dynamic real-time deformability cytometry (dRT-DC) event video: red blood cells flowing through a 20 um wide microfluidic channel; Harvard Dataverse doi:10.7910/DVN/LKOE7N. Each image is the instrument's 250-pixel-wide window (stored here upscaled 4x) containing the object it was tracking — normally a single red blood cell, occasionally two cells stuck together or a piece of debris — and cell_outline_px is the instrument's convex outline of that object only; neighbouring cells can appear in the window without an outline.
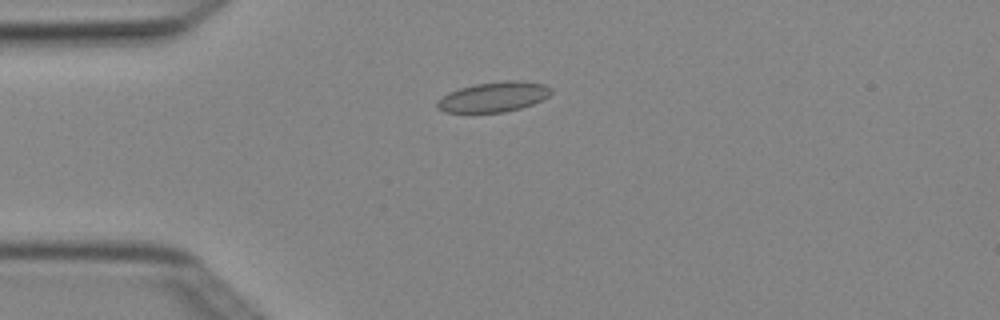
{"species": "Egyptian fruit bat (a non-hibernating species)", "species_latin": "Rousettus aegyptiacus", "temperature_condition": "cold", "stored_images_in_passage": 6, "camera_frame_rate_fps": 3000, "um_per_image_px": 0.085, "animal": {"sex": "female"}, "frame": {"image": 1, "passage_image": 6, "time_ms": 1.667, "image_size_px": [1000, 320], "cell_outline_px": [[552, 92], [548, 96], [532, 104], [520, 108], [504, 112], [444, 112], [436, 108], [436, 100], [448, 92], [460, 88], [476, 84], [508, 80], [516, 80], [544, 84], [552, 88]], "centroid_in_image_um": [41.93, 8.23], "position_along_channel_um": 43.1, "area_um2": 19.88}}